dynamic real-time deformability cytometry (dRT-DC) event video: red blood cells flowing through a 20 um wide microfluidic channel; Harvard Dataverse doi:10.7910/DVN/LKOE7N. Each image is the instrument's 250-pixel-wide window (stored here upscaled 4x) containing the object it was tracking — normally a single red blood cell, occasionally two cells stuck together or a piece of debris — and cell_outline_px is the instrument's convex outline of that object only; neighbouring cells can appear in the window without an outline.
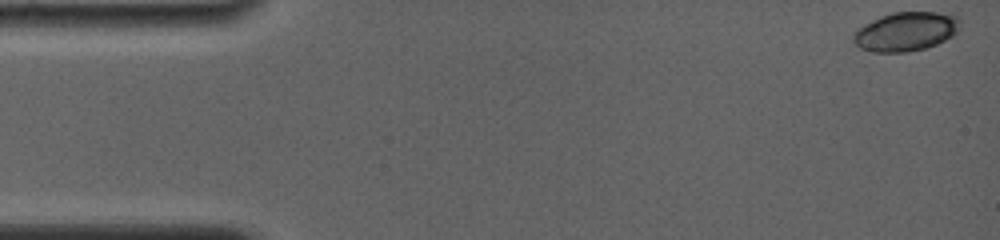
{"species": "common noctule bat (a hibernating species)", "species_latin": "Nyctalus noctula", "temperature_condition": "room temperature", "stored_images_in_passage": 42, "camera_frame_rate_fps": 4000, "um_per_image_px": 0.085, "animal": {"sex": "female", "body_mass_g": 19.0, "forearm_length_mm": 56.7}, "frame": {"image": 1, "passage_image": 1, "time_ms": 0.0, "image_size_px": [1000, 240], "cell_outline_px": [[960, 28], [952, 36], [936, 44], [924, 48], [908, 52], [868, 52], [860, 48], [852, 40], [852, 32], [864, 24], [880, 16], [892, 12], [956, 12], [960, 16]], "centroid_in_image_um": [77.01, 2.66], "position_along_channel_um": 8.0, "area_um2": 24.8}}
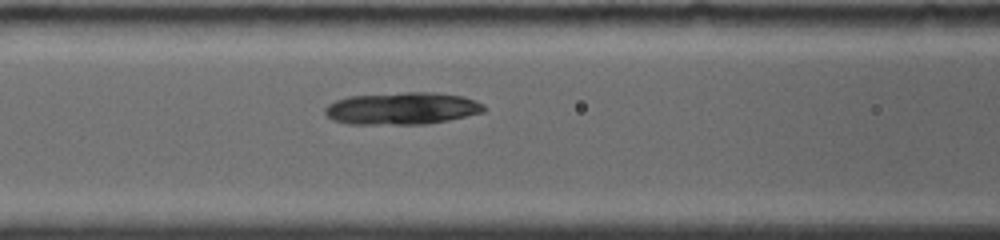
{"frame": {"image": 2, "passage_image": 22, "time_ms": 6.5, "image_size_px": [1000, 240], "cell_outline_px": [[488, 108], [484, 112], [448, 120], [428, 124], [348, 124], [332, 120], [324, 112], [324, 108], [328, 104], [336, 100], [348, 96], [404, 92], [436, 92], [464, 96], [476, 100], [484, 104]], "centroid_in_image_um": [34.2, 9.21], "position_along_channel_um": 132.4, "area_um2": 30.23}}
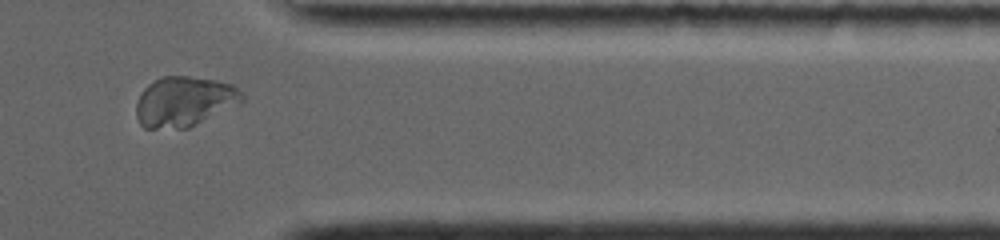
{"frame": {"image": 3, "passage_image": 37, "time_ms": 13.5, "image_size_px": [1000, 240], "cell_outline_px": [[244, 100], [240, 104], [188, 128], [144, 128], [140, 124], [136, 116], [136, 104], [140, 92], [148, 84], [160, 76], [188, 76], [216, 80], [232, 84], [244, 96]], "centroid_in_image_um": [15.65, 8.62], "position_along_channel_um": 395.8, "area_um2": 31.04}}